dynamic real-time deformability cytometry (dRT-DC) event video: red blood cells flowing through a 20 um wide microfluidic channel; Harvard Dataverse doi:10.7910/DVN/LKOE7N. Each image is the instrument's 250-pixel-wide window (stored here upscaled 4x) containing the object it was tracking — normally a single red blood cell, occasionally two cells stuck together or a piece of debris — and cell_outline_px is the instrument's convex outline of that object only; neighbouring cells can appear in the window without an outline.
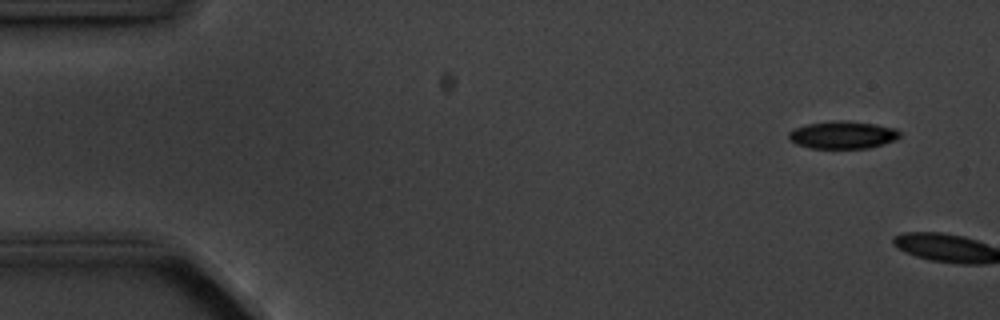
{"species": "common noctule bat (a hibernating species)", "species_latin": "Nyctalus noctula", "temperature_condition": "cold", "stored_images_in_passage": 2, "camera_frame_rate_fps": 3000, "um_per_image_px": 0.085, "animal": {"sex": "male", "body_mass_g": 20.1, "forearm_length_mm": 53.5}, "frame": {"image": 1, "passage_image": 1, "time_ms": 0.0, "image_size_px": [1000, 320], "cell_outline_px": [[900, 136], [896, 140], [868, 148], [808, 148], [796, 144], [788, 140], [788, 132], [796, 128], [808, 124], [836, 120], [848, 120], [876, 124], [896, 128], [900, 132]], "centroid_in_image_um": [71.63, 11.46], "position_along_channel_um": 13.4, "area_um2": 17.98}}